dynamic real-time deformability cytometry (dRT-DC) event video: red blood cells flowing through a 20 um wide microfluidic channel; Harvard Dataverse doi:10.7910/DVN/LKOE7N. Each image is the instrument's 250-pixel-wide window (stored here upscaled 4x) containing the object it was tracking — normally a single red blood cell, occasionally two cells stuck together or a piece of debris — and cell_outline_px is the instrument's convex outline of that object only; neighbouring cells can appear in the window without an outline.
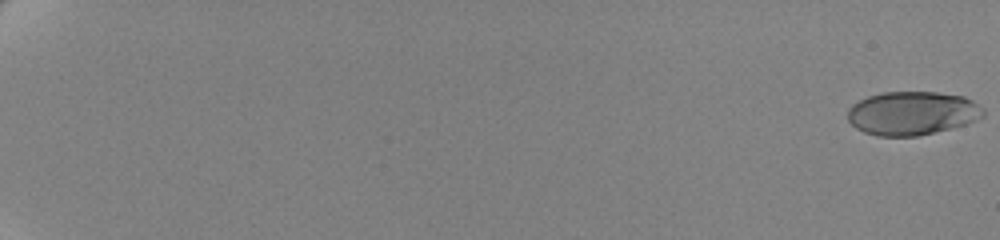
{"species": "human", "species_latin": "Homo sapiens", "temperature_condition": "cold", "stored_images_in_passage": 19, "camera_frame_rate_fps": 3000, "um_per_image_px": 0.085, "donor": {"sex": "female"}, "frame": {"image": 1, "passage_image": 1, "time_ms": 0.0, "image_size_px": [1000, 240], "cell_outline_px": [[984, 116], [964, 124], [916, 136], [876, 136], [864, 132], [856, 128], [848, 120], [848, 108], [852, 104], [868, 96], [884, 92], [936, 92], [964, 96], [972, 100], [984, 108]], "centroid_in_image_um": [77.51, 9.61], "position_along_channel_um": 7.5, "area_um2": 34.28}}
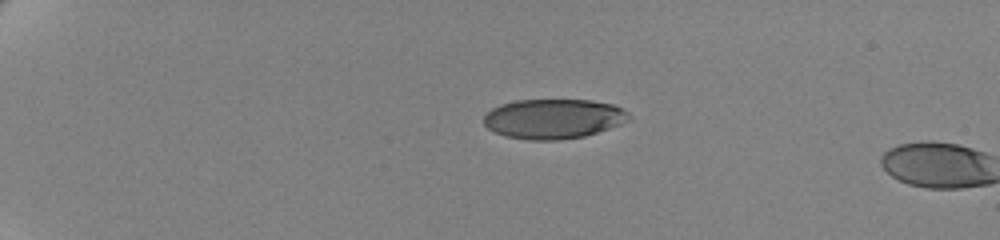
{"frame": {"image": 2, "passage_image": 17, "time_ms": 5.333, "image_size_px": [1000, 240], "cell_outline_px": [[628, 120], [620, 124], [584, 136], [556, 140], [528, 140], [504, 136], [488, 128], [484, 124], [484, 116], [492, 108], [500, 104], [516, 100], [592, 100], [612, 104], [624, 108], [628, 112]], "centroid_in_image_um": [47.02, 10.09], "position_along_channel_um": 38.0, "area_um2": 33.52}}